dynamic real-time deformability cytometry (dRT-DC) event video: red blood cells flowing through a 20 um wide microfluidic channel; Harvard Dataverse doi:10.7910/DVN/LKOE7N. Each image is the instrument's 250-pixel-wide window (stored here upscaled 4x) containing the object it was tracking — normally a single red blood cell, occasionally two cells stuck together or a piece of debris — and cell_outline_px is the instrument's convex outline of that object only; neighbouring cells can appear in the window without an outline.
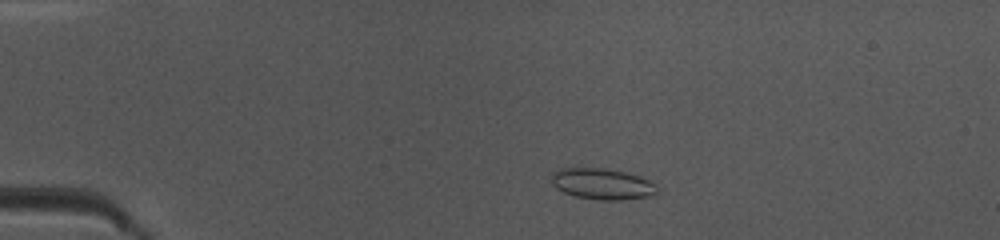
{"species": "common noctule bat (a hibernating species)", "species_latin": "Nyctalus noctula", "temperature_condition": "warm", "stored_images_in_passage": 49, "camera_frame_rate_fps": 3000, "um_per_image_px": 0.085, "animal": {"sex": "female", "body_mass_g": 10.0, "forearm_length_mm": 53.1}, "frame": {"image": 1, "passage_image": 11, "time_ms": 3.333, "image_size_px": [1000, 240], "cell_outline_px": [[656, 192], [652, 196], [624, 200], [596, 200], [576, 196], [564, 192], [556, 188], [552, 184], [552, 172], [560, 168], [604, 168], [628, 172], [640, 176], [656, 184]], "centroid_in_image_um": [51.2, 15.63], "position_along_channel_um": 33.8, "area_um2": 19.31}}
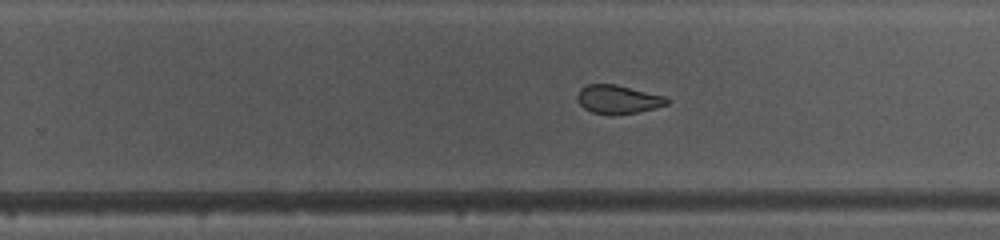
{"frame": {"image": 2, "passage_image": 32, "time_ms": 10.333, "image_size_px": [1000, 240], "cell_outline_px": [[672, 100], [668, 104], [636, 112], [616, 116], [612, 116], [592, 112], [584, 108], [576, 100], [576, 96], [580, 88], [588, 84], [616, 84], [664, 96]], "centroid_in_image_um": [52.5, 8.45], "position_along_channel_um": 277.3, "area_um2": 15.09}}
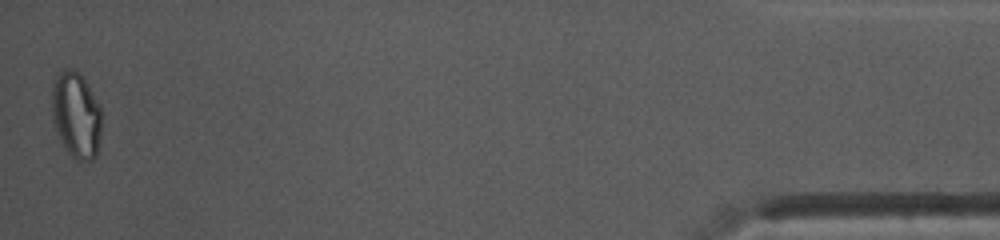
{"frame": {"image": 3, "passage_image": 49, "time_ms": 16.0, "image_size_px": [1000, 240], "cell_outline_px": [[100, 136], [96, 156], [92, 160], [76, 160], [64, 148], [60, 140], [56, 128], [52, 112], [52, 80], [64, 68], [68, 68], [80, 72], [100, 104]], "centroid_in_image_um": [6.47, 9.74], "position_along_channel_um": 428.7, "area_um2": 24.97}, "authors_computed_cell_mechanics": {"area_um2": 17.5712, "velocity_mm_per_s": 4.1189, "shape_relaxation_time_tau1_ms": null, "shape_relaxation_time_tau2_ms": 1.0066, "deformation_change_tau1": null, "deformation_change_tau2": 0.0451}}